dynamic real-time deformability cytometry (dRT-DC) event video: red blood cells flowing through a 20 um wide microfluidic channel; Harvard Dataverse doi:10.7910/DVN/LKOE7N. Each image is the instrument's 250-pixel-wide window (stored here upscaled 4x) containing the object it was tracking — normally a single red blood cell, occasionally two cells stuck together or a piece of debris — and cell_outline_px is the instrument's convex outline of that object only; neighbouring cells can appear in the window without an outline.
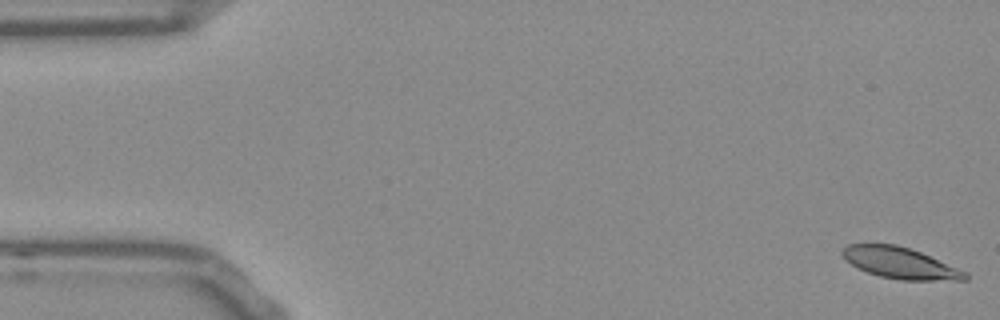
{"species": "Egyptian fruit bat (a non-hibernating species)", "species_latin": "Rousettus aegyptiacus", "temperature_condition": "room temperature", "stored_images_in_passage": 54, "camera_frame_rate_fps": 3000, "um_per_image_px": 0.085, "frame": {"image": 1, "passage_image": 1, "time_ms": 0.0, "image_size_px": [1000, 320], "cell_outline_px": [[968, 280], [900, 280], [880, 276], [868, 272], [852, 264], [840, 252], [848, 244], [896, 244], [920, 252], [968, 272]], "centroid_in_image_um": [76.55, 22.36], "position_along_channel_um": 8.4, "area_um2": 22.02}}
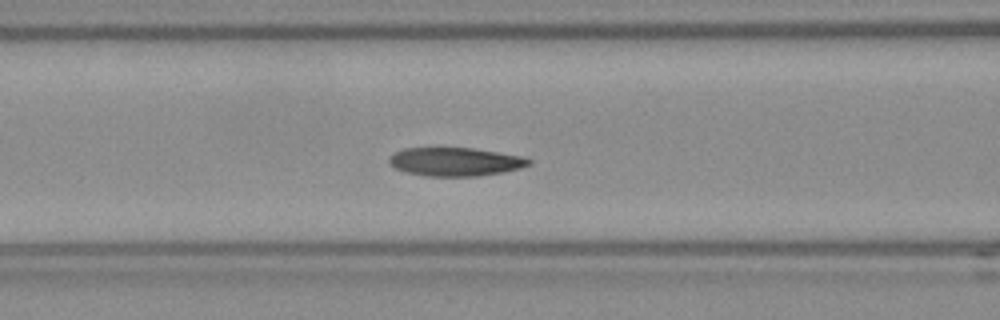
{"frame": {"image": 2, "passage_image": 21, "time_ms": 6.667, "image_size_px": [1000, 320], "cell_outline_px": [[532, 164], [520, 168], [504, 172], [476, 176], [428, 176], [408, 172], [396, 168], [388, 160], [396, 152], [404, 148], [472, 148], [524, 156], [532, 160]], "centroid_in_image_um": [38.78, 13.74], "position_along_channel_um": 127.8, "area_um2": 23.0}}
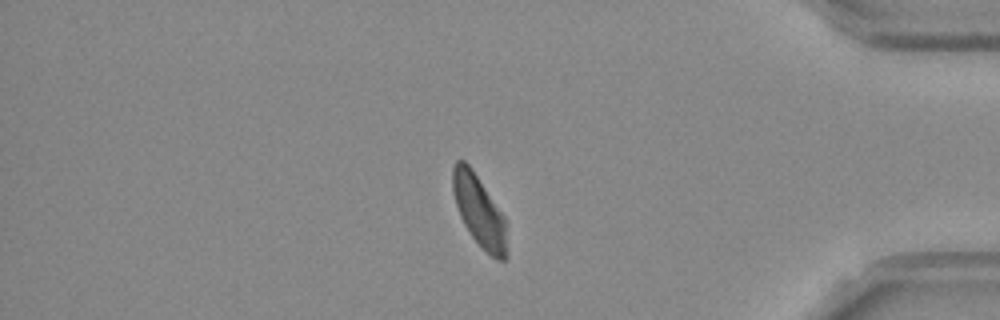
{"frame": {"image": 3, "passage_image": 45, "time_ms": 14.667, "image_size_px": [1000, 320], "cell_outline_px": [[508, 248], [504, 260], [496, 260], [472, 236], [464, 224], [460, 216], [456, 204], [452, 188], [452, 168], [456, 160], [464, 160], [472, 168], [504, 216]], "centroid_in_image_um": [40.72, 17.91], "position_along_channel_um": 394.5, "area_um2": 22.2}, "authors_computed_cell_mechanics": {"area_um2": 23.3801, "velocity_mm_per_s": 3.7486, "shape_relaxation_time_tau1_ms": 4.5101, "shape_relaxation_time_tau2_ms": 2.8909, "deformation_change_tau1": 0.1455, "deformation_change_tau2": 0.0833}}